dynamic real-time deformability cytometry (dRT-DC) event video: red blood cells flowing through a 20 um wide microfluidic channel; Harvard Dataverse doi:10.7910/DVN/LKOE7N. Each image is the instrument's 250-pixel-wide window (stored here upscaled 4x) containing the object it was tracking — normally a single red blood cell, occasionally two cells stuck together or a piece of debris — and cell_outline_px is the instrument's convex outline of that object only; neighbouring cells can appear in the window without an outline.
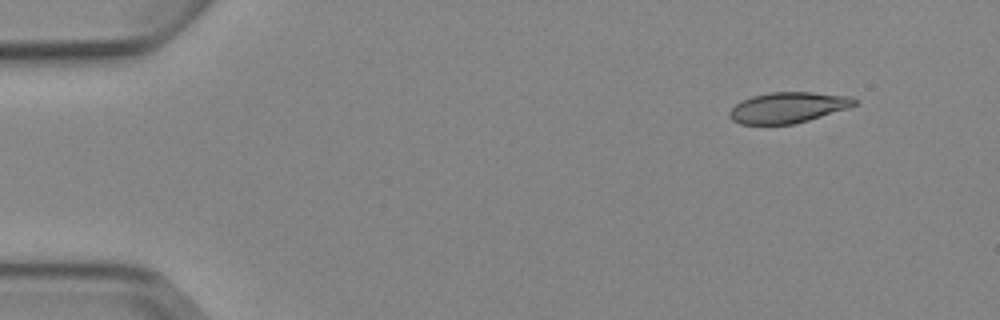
{"species": "Egyptian fruit bat (a non-hibernating species)", "species_latin": "Rousettus aegyptiacus", "temperature_condition": "cold", "stored_images_in_passage": 6, "camera_frame_rate_fps": 3000, "um_per_image_px": 0.085, "animal": {"sex": "female"}, "frame": {"image": 1, "passage_image": 2, "time_ms": 1.333, "image_size_px": [1000, 320], "cell_outline_px": [[856, 104], [848, 108], [808, 120], [792, 124], [740, 124], [732, 120], [728, 116], [728, 112], [740, 100], [752, 96], [772, 92], [812, 92], [852, 96], [856, 100]], "centroid_in_image_um": [66.96, 9.13], "position_along_channel_um": 18.0, "area_um2": 22.37}}
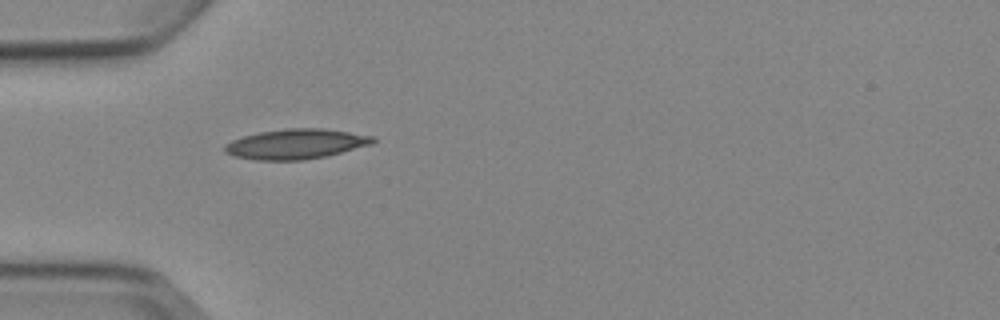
{"frame": {"image": 2, "passage_image": 5, "time_ms": 5.0, "image_size_px": [1000, 320], "cell_outline_px": [[376, 140], [372, 144], [328, 156], [304, 160], [256, 160], [236, 156], [224, 152], [224, 144], [232, 140], [244, 136], [260, 132], [284, 128], [324, 128], [376, 136]], "centroid_in_image_um": [25.19, 12.23], "position_along_channel_um": 59.8, "area_um2": 26.07}}
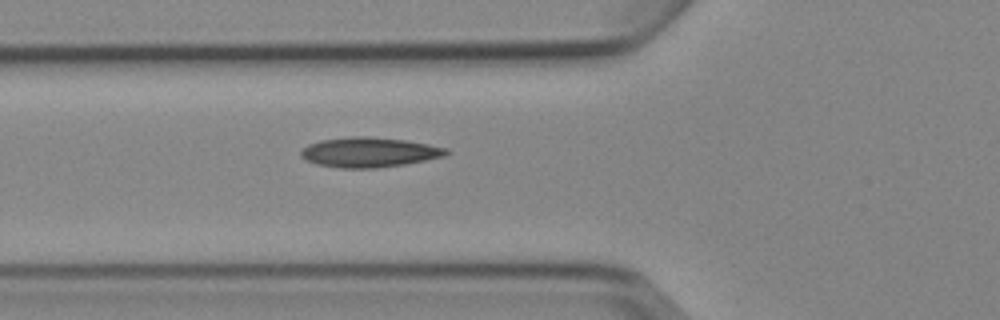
{"frame": {"image": 3, "passage_image": 6, "time_ms": 6.0, "image_size_px": [1000, 320], "cell_outline_px": [[448, 152], [444, 156], [404, 164], [376, 168], [340, 168], [316, 164], [300, 156], [300, 152], [308, 144], [320, 140], [352, 136], [368, 136], [404, 140], [428, 144], [448, 148]], "centroid_in_image_um": [31.36, 12.94], "position_along_channel_um": 94.4, "area_um2": 25.14}}